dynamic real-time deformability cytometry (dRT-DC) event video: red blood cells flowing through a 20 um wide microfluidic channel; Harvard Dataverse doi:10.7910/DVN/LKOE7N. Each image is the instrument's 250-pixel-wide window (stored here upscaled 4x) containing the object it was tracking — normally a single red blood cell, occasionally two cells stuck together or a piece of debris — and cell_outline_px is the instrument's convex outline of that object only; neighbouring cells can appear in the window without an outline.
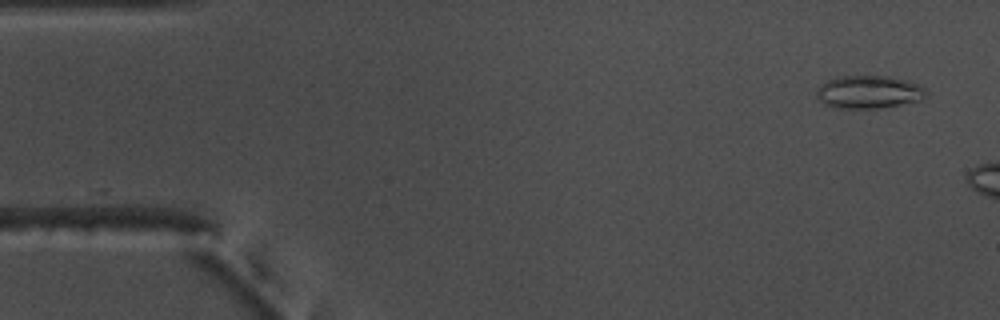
{"species": "common noctule bat (a hibernating species)", "species_latin": "Nyctalus noctula", "temperature_condition": "warm", "stored_images_in_passage": 7, "camera_frame_rate_fps": 3000, "um_per_image_px": 0.085, "animal": {"sex": "male", "body_mass_g": 17.5, "forearm_length_mm": 52.3}, "frame": {"image": 1, "passage_image": 1, "time_ms": 0.0, "image_size_px": [1000, 320], "cell_outline_px": [[924, 96], [920, 100], [880, 108], [832, 108], [824, 104], [816, 96], [816, 88], [820, 84], [836, 76], [888, 76], [908, 80], [924, 88]], "centroid_in_image_um": [73.76, 7.81], "position_along_channel_um": 11.2, "area_um2": 20.98}}